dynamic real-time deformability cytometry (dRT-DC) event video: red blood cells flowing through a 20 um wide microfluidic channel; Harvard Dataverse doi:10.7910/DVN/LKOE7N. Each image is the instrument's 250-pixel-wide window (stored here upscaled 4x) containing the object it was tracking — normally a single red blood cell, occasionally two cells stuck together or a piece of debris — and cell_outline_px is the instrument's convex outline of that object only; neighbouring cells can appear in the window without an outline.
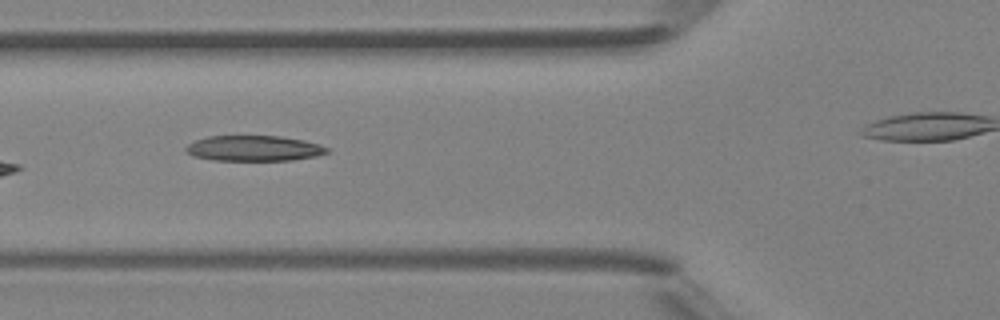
{"species": "Egyptian fruit bat (a non-hibernating species)", "species_latin": "Rousettus aegyptiacus", "temperature_condition": "room temperature", "stored_images_in_passage": 7, "segment_of_instrument_passage": [1, 2], "camera_frame_rate_fps": 3000, "um_per_image_px": 0.085, "animal": {"sex": "female"}, "frame": {"image": 1, "passage_image": 5, "time_ms": 5.667, "image_size_px": [1000, 320], "cell_outline_px": [[328, 152], [316, 156], [292, 160], [212, 160], [192, 156], [184, 148], [188, 144], [196, 140], [208, 136], [280, 136], [304, 140], [328, 148]], "centroid_in_image_um": [21.55, 12.61], "position_along_channel_um": 104.3, "area_um2": 20.81}}
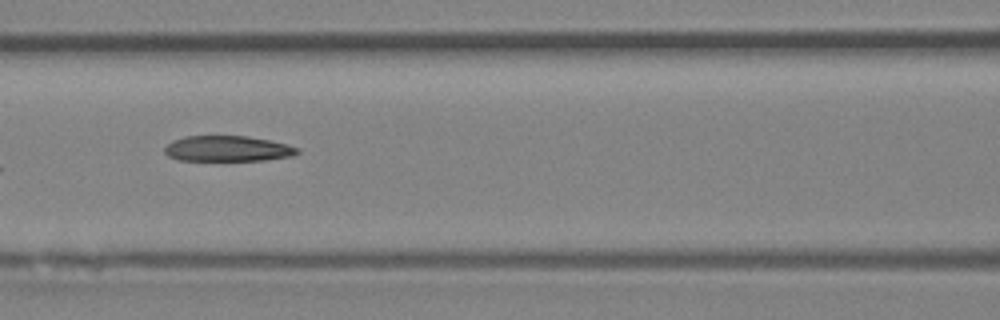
{"frame": {"image": 2, "passage_image": 6, "time_ms": 6.667, "image_size_px": [1000, 320], "cell_outline_px": [[300, 152], [292, 156], [264, 160], [176, 160], [168, 156], [164, 152], [164, 148], [168, 144], [184, 136], [248, 136], [268, 140], [300, 148]], "centroid_in_image_um": [19.34, 12.64], "position_along_channel_um": 147.3, "area_um2": 19.65}}